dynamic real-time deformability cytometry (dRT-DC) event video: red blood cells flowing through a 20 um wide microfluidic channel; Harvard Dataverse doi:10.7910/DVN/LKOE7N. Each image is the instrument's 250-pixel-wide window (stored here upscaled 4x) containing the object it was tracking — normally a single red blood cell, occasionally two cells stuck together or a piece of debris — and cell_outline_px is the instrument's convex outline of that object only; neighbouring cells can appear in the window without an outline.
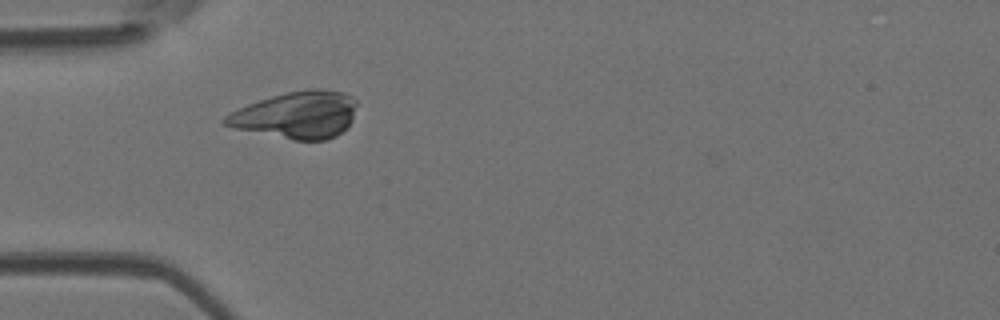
{"species": "Egyptian fruit bat (a non-hibernating species)", "species_latin": "Rousettus aegyptiacus", "temperature_condition": "room temperature", "stored_images_in_passage": 24, "segment_of_instrument_passage": [1, 2], "camera_frame_rate_fps": 3000, "um_per_image_px": 0.085, "animal": {"sex": "female"}, "frame": {"image": 1, "passage_image": 1, "time_ms": 0.0, "image_size_px": [1000, 320], "cell_outline_px": [[356, 104], [352, 120], [348, 128], [336, 136], [324, 140], [292, 140], [236, 128], [224, 124], [220, 120], [224, 116], [248, 104], [272, 96], [288, 92], [308, 88], [324, 88], [344, 92], [352, 96], [356, 100]], "centroid_in_image_um": [25.25, 9.76], "position_along_channel_um": 59.7, "area_um2": 36.13}}